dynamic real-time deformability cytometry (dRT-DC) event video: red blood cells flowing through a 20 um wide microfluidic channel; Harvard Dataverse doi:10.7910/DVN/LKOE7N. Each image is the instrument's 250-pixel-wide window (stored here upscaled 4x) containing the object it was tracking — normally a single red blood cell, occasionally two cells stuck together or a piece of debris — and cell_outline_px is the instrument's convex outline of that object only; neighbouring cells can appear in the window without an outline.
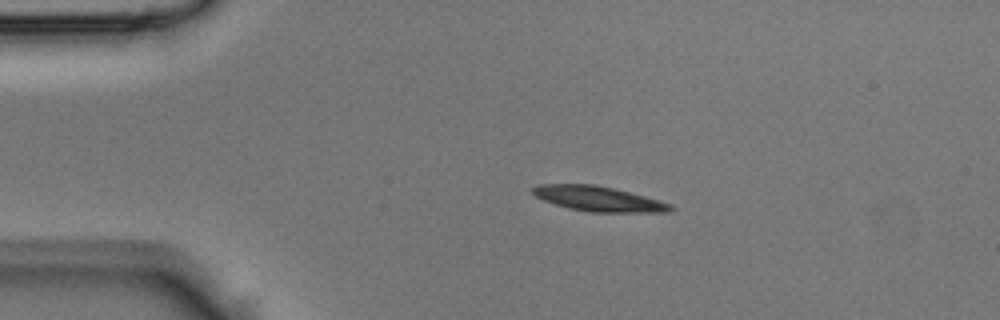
{"species": "Egyptian fruit bat (a non-hibernating species)", "species_latin": "Rousettus aegyptiacus", "temperature_condition": "room temperature", "stored_images_in_passage": 35, "camera_frame_rate_fps": 3000, "um_per_image_px": 0.085, "animal": {"sex": "male"}, "frame": {"image": 1, "passage_image": 1, "time_ms": 0.0, "image_size_px": [1000, 320], "cell_outline_px": [[676, 208], [672, 212], [592, 212], [568, 208], [544, 200], [536, 196], [532, 192], [532, 188], [540, 184], [592, 184], [612, 188], [660, 200], [672, 204]], "centroid_in_image_um": [50.92, 16.9], "position_along_channel_um": 34.1, "area_um2": 19.94}}
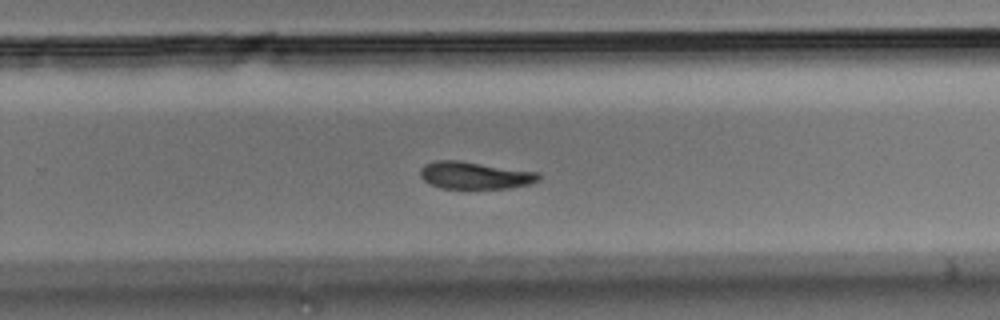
{"frame": {"image": 2, "passage_image": 20, "time_ms": 6.333, "image_size_px": [1000, 320], "cell_outline_px": [[540, 180], [528, 184], [508, 188], [440, 188], [424, 180], [420, 176], [420, 168], [424, 164], [436, 160], [460, 160], [540, 172]], "centroid_in_image_um": [40.37, 14.89], "position_along_channel_um": 289.4, "area_um2": 18.9}}
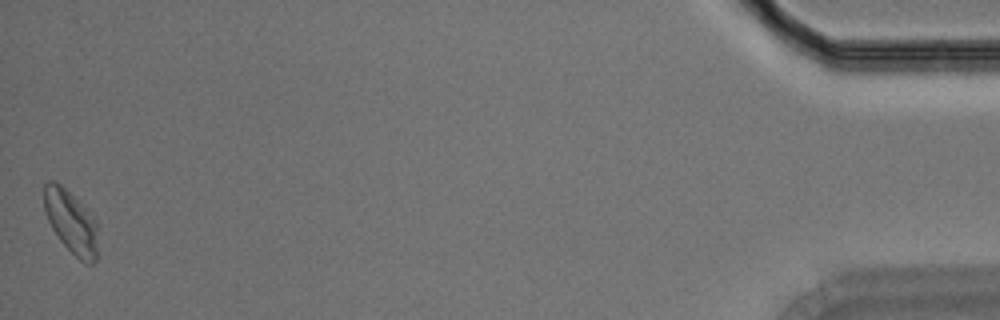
{"frame": {"image": 3, "passage_image": 35, "time_ms": 11.333, "image_size_px": [1000, 320], "cell_outline_px": [[100, 256], [92, 264], [84, 264], [60, 240], [52, 228], [48, 220], [44, 208], [44, 184], [48, 180], [52, 180], [60, 184], [96, 220]], "centroid_in_image_um": [6.08, 18.93], "position_along_channel_um": 429.1, "area_um2": 19.77}}